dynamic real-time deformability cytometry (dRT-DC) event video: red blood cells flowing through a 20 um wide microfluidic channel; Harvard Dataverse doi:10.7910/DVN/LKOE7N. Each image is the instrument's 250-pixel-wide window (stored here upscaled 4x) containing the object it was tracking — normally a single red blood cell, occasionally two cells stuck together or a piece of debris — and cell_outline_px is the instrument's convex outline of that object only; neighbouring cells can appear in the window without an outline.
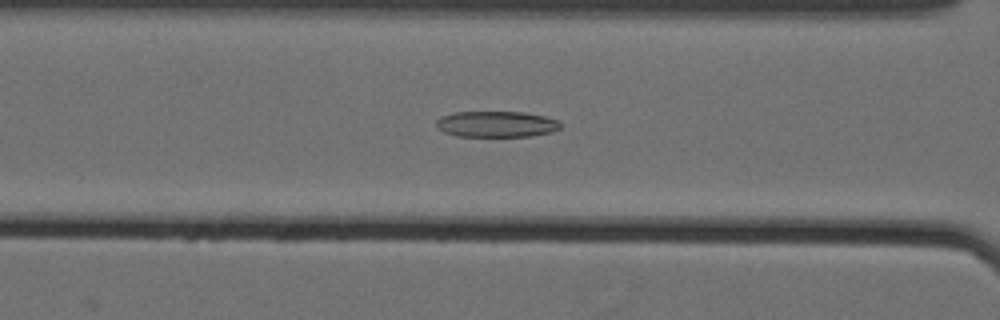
{"species": "Egyptian fruit bat (a non-hibernating species)", "species_latin": "Rousettus aegyptiacus", "temperature_condition": "cold", "stored_images_in_passage": 61, "camera_frame_rate_fps": 3000, "um_per_image_px": 0.085, "animal": {"sex": "female"}, "frame": {"image": 1, "passage_image": 29, "time_ms": 9.333, "image_size_px": [1000, 320], "cell_outline_px": [[560, 128], [552, 132], [532, 136], [456, 136], [444, 132], [436, 128], [436, 120], [440, 116], [452, 112], [524, 112], [544, 116], [560, 120]], "centroid_in_image_um": [42.18, 10.55], "position_along_channel_um": 124.4, "area_um2": 19.02}}
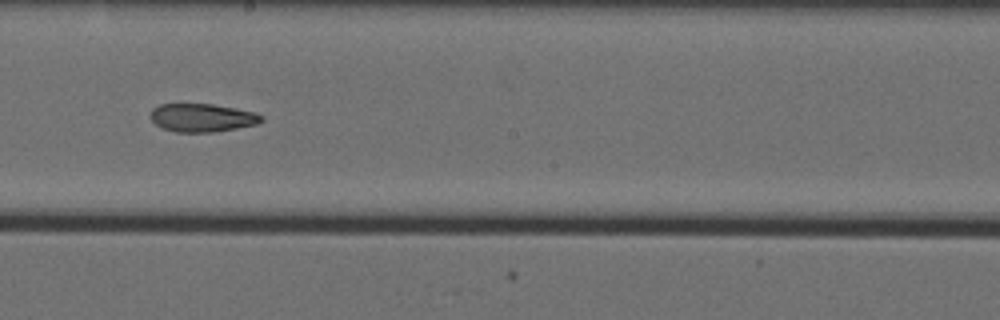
{"frame": {"image": 2, "passage_image": 38, "time_ms": 12.333, "image_size_px": [1000, 320], "cell_outline_px": [[264, 120], [256, 124], [236, 128], [212, 132], [176, 132], [160, 128], [148, 116], [152, 108], [160, 104], [212, 104], [256, 112], [264, 116]], "centroid_in_image_um": [17.16, 10.0], "position_along_channel_um": 231.0, "area_um2": 18.38}}
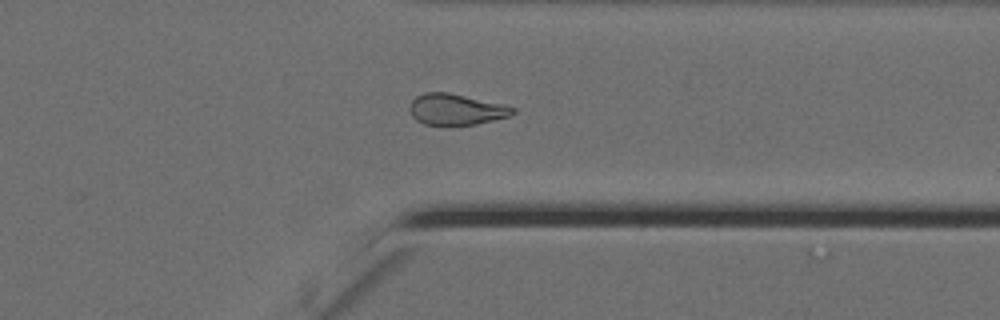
{"frame": {"image": 3, "passage_image": 50, "time_ms": 16.333, "image_size_px": [1000, 320], "cell_outline_px": [[516, 112], [508, 116], [476, 124], [424, 124], [416, 120], [412, 116], [412, 100], [416, 96], [424, 92], [448, 92], [504, 104], [516, 108]], "centroid_in_image_um": [38.8, 9.28], "position_along_channel_um": 372.6, "area_um2": 18.32}, "authors_computed_cell_mechanics": {"area_um2": 20.3456, "velocity_mm_per_s": 3.5514, "shape_relaxation_time_tau1_ms": null, "shape_relaxation_time_tau2_ms": 5.3877, "deformation_change_tau1": null, "deformation_change_tau2": 0.139}}